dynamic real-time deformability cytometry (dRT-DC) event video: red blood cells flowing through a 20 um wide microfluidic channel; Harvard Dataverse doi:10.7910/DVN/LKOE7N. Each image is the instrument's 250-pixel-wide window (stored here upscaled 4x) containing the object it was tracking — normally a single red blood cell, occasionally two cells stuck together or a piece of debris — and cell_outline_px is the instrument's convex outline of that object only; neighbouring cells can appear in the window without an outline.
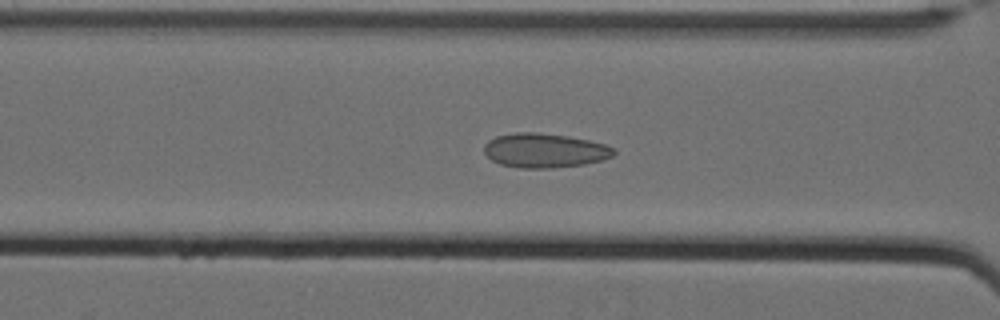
{"species": "Egyptian fruit bat (a non-hibernating species)", "species_latin": "Rousettus aegyptiacus", "temperature_condition": "cold", "stored_images_in_passage": 39, "camera_frame_rate_fps": 3000, "um_per_image_px": 0.085, "animal": {"sex": "female"}, "frame": {"image": 1, "passage_image": 29, "time_ms": 9.333, "image_size_px": [1000, 320], "cell_outline_px": [[616, 152], [612, 156], [600, 160], [584, 164], [552, 168], [520, 168], [500, 164], [492, 160], [484, 152], [484, 144], [488, 140], [496, 136], [516, 132], [536, 132], [568, 136], [588, 140], [604, 144], [616, 148]], "centroid_in_image_um": [46.28, 12.79], "position_along_channel_um": 120.3, "area_um2": 25.95}}
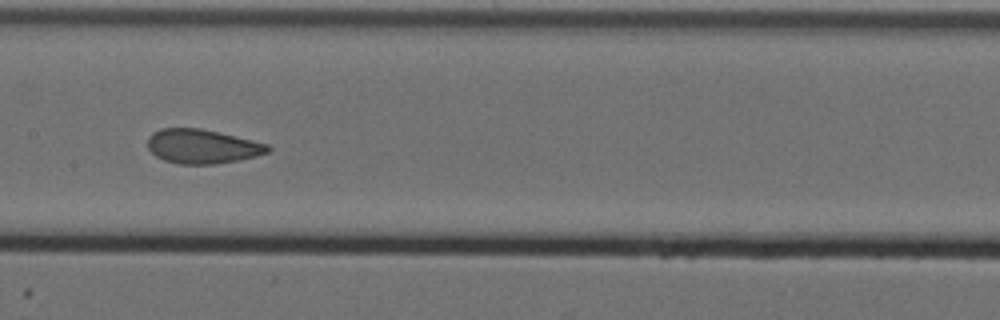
{"frame": {"image": 2, "passage_image": 35, "time_ms": 11.333, "image_size_px": [1000, 320], "cell_outline_px": [[272, 148], [268, 152], [256, 156], [216, 164], [180, 164], [164, 160], [156, 156], [148, 148], [148, 136], [152, 132], [160, 128], [200, 128], [268, 144]], "centroid_in_image_um": [17.16, 12.44], "position_along_channel_um": 190.2, "area_um2": 23.81}}
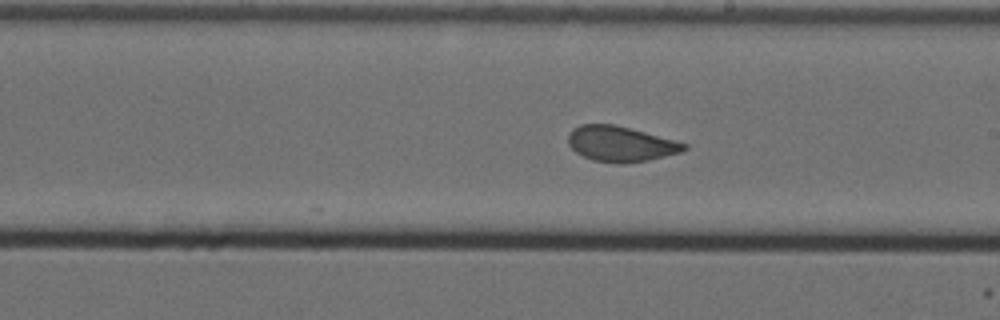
{"frame": {"image": 3, "passage_image": 39, "time_ms": 12.667, "image_size_px": [1000, 320], "cell_outline_px": [[688, 148], [680, 152], [648, 160], [624, 164], [620, 164], [592, 160], [576, 152], [568, 144], [568, 136], [572, 128], [580, 124], [612, 124], [644, 132], [688, 144]], "centroid_in_image_um": [52.72, 12.24], "position_along_channel_um": 236.3, "area_um2": 23.7}}